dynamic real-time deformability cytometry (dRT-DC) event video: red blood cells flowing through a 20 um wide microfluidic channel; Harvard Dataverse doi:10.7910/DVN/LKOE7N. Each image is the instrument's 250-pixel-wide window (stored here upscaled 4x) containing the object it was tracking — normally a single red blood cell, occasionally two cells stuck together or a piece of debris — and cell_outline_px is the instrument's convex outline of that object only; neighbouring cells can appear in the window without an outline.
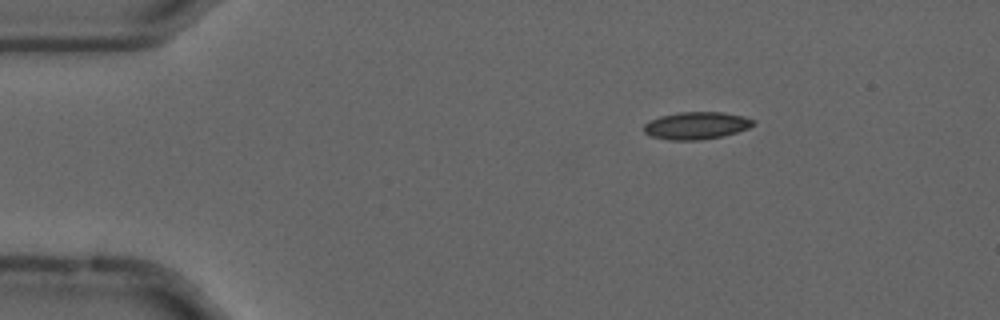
{"species": "common noctule bat (a hibernating species)", "species_latin": "Nyctalus noctula", "temperature_condition": "cold", "stored_images_in_passage": 55, "camera_frame_rate_fps": 3000, "um_per_image_px": 0.085, "animal": {"sex": "male", "forearm_length_mm": 52.5}, "frame": {"image": 1, "passage_image": 9, "time_ms": 2.667, "image_size_px": [1000, 320], "cell_outline_px": [[756, 124], [748, 128], [736, 132], [720, 136], [700, 140], [672, 140], [652, 136], [644, 132], [644, 124], [648, 120], [660, 116], [680, 112], [724, 112], [744, 116], [756, 120]], "centroid_in_image_um": [59.21, 10.66], "position_along_channel_um": 25.8, "area_um2": 17.46}}
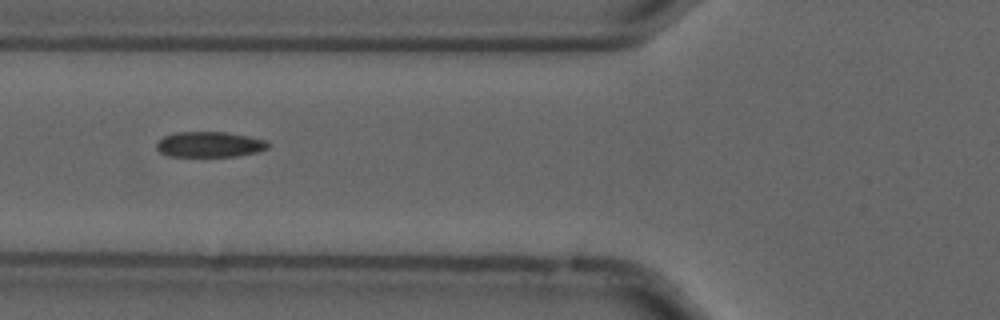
{"frame": {"image": 2, "passage_image": 21, "time_ms": 6.667, "image_size_px": [1000, 320], "cell_outline_px": [[268, 148], [256, 152], [236, 156], [168, 156], [160, 152], [156, 148], [156, 144], [164, 136], [176, 132], [228, 132], [248, 136], [264, 140], [268, 144]], "centroid_in_image_um": [17.79, 12.27], "position_along_channel_um": 108.0, "area_um2": 16.42}}
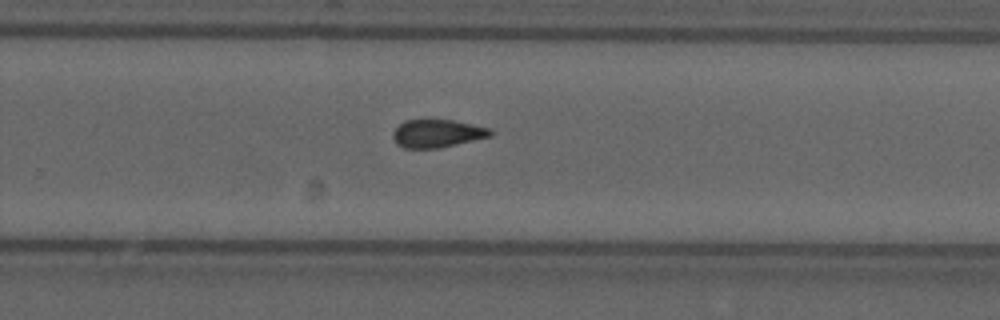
{"frame": {"image": 3, "passage_image": 36, "time_ms": 11.667, "image_size_px": [1000, 320], "cell_outline_px": [[492, 136], [440, 148], [404, 148], [396, 144], [392, 136], [392, 132], [404, 120], [452, 120], [492, 128]], "centroid_in_image_um": [37.17, 11.35], "position_along_channel_um": 292.6, "area_um2": 15.95}, "authors_computed_cell_mechanics": {"area_um2": 16.4152, "velocity_mm_per_s": 3.6899, "shape_relaxation_time_tau1_ms": null, "shape_relaxation_time_tau2_ms": 3.9817, "deformation_change_tau1": null, "deformation_change_tau2": 0.1088}}